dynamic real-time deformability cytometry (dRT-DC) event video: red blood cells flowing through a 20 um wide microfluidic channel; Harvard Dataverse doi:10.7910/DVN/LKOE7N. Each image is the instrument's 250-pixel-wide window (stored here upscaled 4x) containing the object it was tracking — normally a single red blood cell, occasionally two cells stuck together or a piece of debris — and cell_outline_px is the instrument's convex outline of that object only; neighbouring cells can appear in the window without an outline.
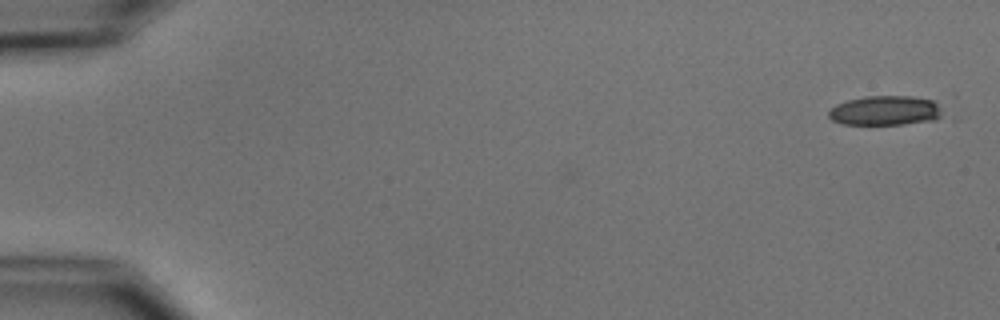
{"species": "common noctule bat (a hibernating species)", "species_latin": "Nyctalus noctula", "temperature_condition": "cold", "stored_images_in_passage": 5, "camera_frame_rate_fps": 3000, "um_per_image_px": 0.085, "animal": {"sex": "male", "body_mass_g": 15.6}, "frame": {"image": 1, "passage_image": 1, "time_ms": 0.0, "image_size_px": [1000, 320], "cell_outline_px": [[940, 116], [936, 120], [904, 124], [844, 124], [832, 120], [828, 116], [828, 112], [836, 104], [848, 100], [864, 96], [912, 96], [932, 100], [940, 104]], "centroid_in_image_um": [75.25, 9.39], "position_along_channel_um": 9.8, "area_um2": 19.59}}
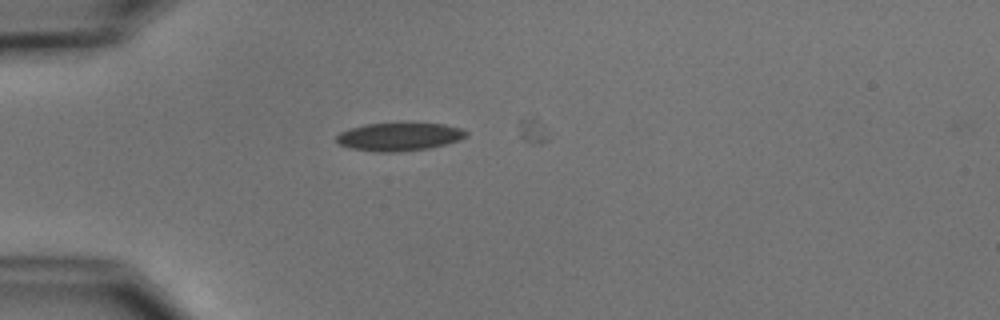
{"frame": {"image": 2, "passage_image": 5, "time_ms": 4.667, "image_size_px": [1000, 320], "cell_outline_px": [[468, 136], [460, 140], [428, 148], [400, 152], [376, 152], [352, 148], [340, 144], [336, 140], [336, 136], [340, 132], [364, 124], [444, 124], [464, 128], [468, 132]], "centroid_in_image_um": [33.98, 11.63], "position_along_channel_um": 51.0, "area_um2": 21.04}}